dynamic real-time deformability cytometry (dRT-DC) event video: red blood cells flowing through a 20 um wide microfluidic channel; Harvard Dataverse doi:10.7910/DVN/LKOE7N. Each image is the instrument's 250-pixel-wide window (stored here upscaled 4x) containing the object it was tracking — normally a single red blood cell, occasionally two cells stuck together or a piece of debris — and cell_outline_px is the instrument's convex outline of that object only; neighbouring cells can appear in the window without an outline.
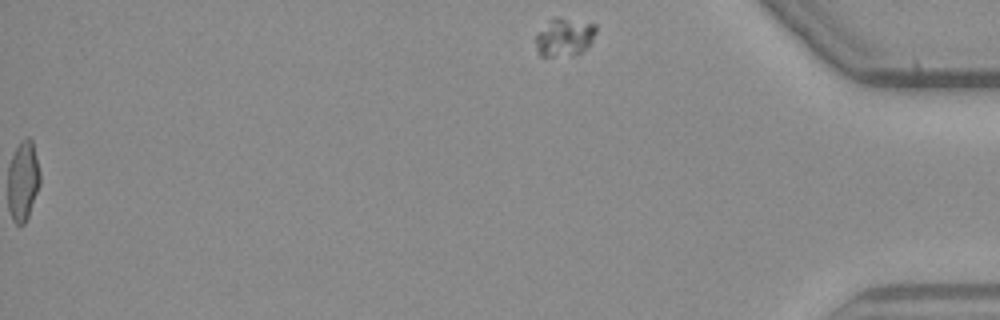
{"species": "common noctule bat (a hibernating species)", "species_latin": "Nyctalus noctula", "temperature_condition": "warm", "stored_images_in_passage": 51, "segment_of_instrument_passage": [2, 2], "camera_frame_rate_fps": 3000, "um_per_image_px": 0.085, "animal": {"sex": "male", "body_mass_g": 23.1, "forearm_length_mm": 52.7}, "frame": {"image": 1, "passage_image": 51, "time_ms": 16.667, "image_size_px": [1000, 320], "cell_outline_px": [[596, 32], [592, 40], [580, 52], [552, 56], [540, 56], [536, 52], [536, 36], [552, 16], [556, 16], [596, 24]], "centroid_in_image_um": [47.94, 3.12], "position_along_channel_um": 387.3, "area_um2": 13.12}}